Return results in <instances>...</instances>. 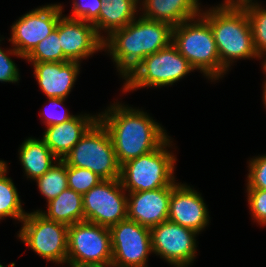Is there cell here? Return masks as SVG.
Segmentation results:
<instances>
[{"label": "cell", "instance_id": "8fae6325", "mask_svg": "<svg viewBox=\"0 0 266 267\" xmlns=\"http://www.w3.org/2000/svg\"><path fill=\"white\" fill-rule=\"evenodd\" d=\"M112 265L114 267H147L152 251L150 228L126 218L109 228Z\"/></svg>", "mask_w": 266, "mask_h": 267}, {"label": "cell", "instance_id": "5b68a950", "mask_svg": "<svg viewBox=\"0 0 266 267\" xmlns=\"http://www.w3.org/2000/svg\"><path fill=\"white\" fill-rule=\"evenodd\" d=\"M67 166L91 170L103 180L120 179V165L109 132L98 119L65 156Z\"/></svg>", "mask_w": 266, "mask_h": 267}, {"label": "cell", "instance_id": "ac0fdd59", "mask_svg": "<svg viewBox=\"0 0 266 267\" xmlns=\"http://www.w3.org/2000/svg\"><path fill=\"white\" fill-rule=\"evenodd\" d=\"M98 119L96 115L74 116L62 124L48 126L42 140L59 160H63Z\"/></svg>", "mask_w": 266, "mask_h": 267}, {"label": "cell", "instance_id": "9c48e42d", "mask_svg": "<svg viewBox=\"0 0 266 267\" xmlns=\"http://www.w3.org/2000/svg\"><path fill=\"white\" fill-rule=\"evenodd\" d=\"M67 240L70 266L112 263L109 228L87 221L78 222L69 226Z\"/></svg>", "mask_w": 266, "mask_h": 267}, {"label": "cell", "instance_id": "d6a6232c", "mask_svg": "<svg viewBox=\"0 0 266 267\" xmlns=\"http://www.w3.org/2000/svg\"><path fill=\"white\" fill-rule=\"evenodd\" d=\"M252 0H226L224 4L219 5L223 8H245L249 5H253Z\"/></svg>", "mask_w": 266, "mask_h": 267}, {"label": "cell", "instance_id": "d6986e66", "mask_svg": "<svg viewBox=\"0 0 266 267\" xmlns=\"http://www.w3.org/2000/svg\"><path fill=\"white\" fill-rule=\"evenodd\" d=\"M142 5L144 18L166 22L172 27L201 15L198 0H143Z\"/></svg>", "mask_w": 266, "mask_h": 267}, {"label": "cell", "instance_id": "cb8c5ba5", "mask_svg": "<svg viewBox=\"0 0 266 267\" xmlns=\"http://www.w3.org/2000/svg\"><path fill=\"white\" fill-rule=\"evenodd\" d=\"M57 162V165H53L44 175L36 179L39 191L46 197L47 202L68 188L67 165L63 160L58 159Z\"/></svg>", "mask_w": 266, "mask_h": 267}, {"label": "cell", "instance_id": "4dcf8cb0", "mask_svg": "<svg viewBox=\"0 0 266 267\" xmlns=\"http://www.w3.org/2000/svg\"><path fill=\"white\" fill-rule=\"evenodd\" d=\"M18 80V68L12 59L0 48V82L15 83L18 82Z\"/></svg>", "mask_w": 266, "mask_h": 267}, {"label": "cell", "instance_id": "f546056e", "mask_svg": "<svg viewBox=\"0 0 266 267\" xmlns=\"http://www.w3.org/2000/svg\"><path fill=\"white\" fill-rule=\"evenodd\" d=\"M248 203L254 220L259 224L266 225V190L247 189Z\"/></svg>", "mask_w": 266, "mask_h": 267}, {"label": "cell", "instance_id": "d4e9b609", "mask_svg": "<svg viewBox=\"0 0 266 267\" xmlns=\"http://www.w3.org/2000/svg\"><path fill=\"white\" fill-rule=\"evenodd\" d=\"M58 33V24L52 33L38 43L24 58L29 62H65L70 61L62 51Z\"/></svg>", "mask_w": 266, "mask_h": 267}, {"label": "cell", "instance_id": "8d00e7d4", "mask_svg": "<svg viewBox=\"0 0 266 267\" xmlns=\"http://www.w3.org/2000/svg\"><path fill=\"white\" fill-rule=\"evenodd\" d=\"M263 64H264V65H263V69H264V71L266 72V59H265V61H264Z\"/></svg>", "mask_w": 266, "mask_h": 267}, {"label": "cell", "instance_id": "9a60e30c", "mask_svg": "<svg viewBox=\"0 0 266 267\" xmlns=\"http://www.w3.org/2000/svg\"><path fill=\"white\" fill-rule=\"evenodd\" d=\"M172 185L155 190L132 192L127 198V218L152 228L168 220Z\"/></svg>", "mask_w": 266, "mask_h": 267}, {"label": "cell", "instance_id": "4fadbf2b", "mask_svg": "<svg viewBox=\"0 0 266 267\" xmlns=\"http://www.w3.org/2000/svg\"><path fill=\"white\" fill-rule=\"evenodd\" d=\"M152 251L175 267L193 263L196 252V231L169 220L150 228Z\"/></svg>", "mask_w": 266, "mask_h": 267}, {"label": "cell", "instance_id": "3957f363", "mask_svg": "<svg viewBox=\"0 0 266 267\" xmlns=\"http://www.w3.org/2000/svg\"><path fill=\"white\" fill-rule=\"evenodd\" d=\"M200 16L211 26L221 65L226 70L235 59L259 57L244 8L216 6Z\"/></svg>", "mask_w": 266, "mask_h": 267}, {"label": "cell", "instance_id": "44dd1931", "mask_svg": "<svg viewBox=\"0 0 266 267\" xmlns=\"http://www.w3.org/2000/svg\"><path fill=\"white\" fill-rule=\"evenodd\" d=\"M46 219L67 226L84 221L82 194L66 188L59 196L48 202V211L37 210Z\"/></svg>", "mask_w": 266, "mask_h": 267}, {"label": "cell", "instance_id": "2e32d148", "mask_svg": "<svg viewBox=\"0 0 266 267\" xmlns=\"http://www.w3.org/2000/svg\"><path fill=\"white\" fill-rule=\"evenodd\" d=\"M201 195L185 184L172 185L168 220L199 233L209 223Z\"/></svg>", "mask_w": 266, "mask_h": 267}, {"label": "cell", "instance_id": "7402d4cb", "mask_svg": "<svg viewBox=\"0 0 266 267\" xmlns=\"http://www.w3.org/2000/svg\"><path fill=\"white\" fill-rule=\"evenodd\" d=\"M19 155L27 178L34 180L44 175L53 166V160H58L42 139L35 138L25 140Z\"/></svg>", "mask_w": 266, "mask_h": 267}, {"label": "cell", "instance_id": "836d02e7", "mask_svg": "<svg viewBox=\"0 0 266 267\" xmlns=\"http://www.w3.org/2000/svg\"><path fill=\"white\" fill-rule=\"evenodd\" d=\"M71 267H114L112 264H106V265H76Z\"/></svg>", "mask_w": 266, "mask_h": 267}, {"label": "cell", "instance_id": "484cf974", "mask_svg": "<svg viewBox=\"0 0 266 267\" xmlns=\"http://www.w3.org/2000/svg\"><path fill=\"white\" fill-rule=\"evenodd\" d=\"M252 29L254 47L259 58L266 54V9L260 5H249L244 8Z\"/></svg>", "mask_w": 266, "mask_h": 267}, {"label": "cell", "instance_id": "7c38bea8", "mask_svg": "<svg viewBox=\"0 0 266 267\" xmlns=\"http://www.w3.org/2000/svg\"><path fill=\"white\" fill-rule=\"evenodd\" d=\"M61 17V4L46 5L24 14L12 25L9 41L15 47L6 53L25 58L40 41L52 33Z\"/></svg>", "mask_w": 266, "mask_h": 267}, {"label": "cell", "instance_id": "e575fe53", "mask_svg": "<svg viewBox=\"0 0 266 267\" xmlns=\"http://www.w3.org/2000/svg\"><path fill=\"white\" fill-rule=\"evenodd\" d=\"M7 168L5 161L0 160V173H2Z\"/></svg>", "mask_w": 266, "mask_h": 267}, {"label": "cell", "instance_id": "277c9868", "mask_svg": "<svg viewBox=\"0 0 266 267\" xmlns=\"http://www.w3.org/2000/svg\"><path fill=\"white\" fill-rule=\"evenodd\" d=\"M199 17L197 21L193 18L190 23L185 21L174 26L172 44L194 69L216 80L227 70L221 65L210 24L202 16Z\"/></svg>", "mask_w": 266, "mask_h": 267}, {"label": "cell", "instance_id": "83f0119b", "mask_svg": "<svg viewBox=\"0 0 266 267\" xmlns=\"http://www.w3.org/2000/svg\"><path fill=\"white\" fill-rule=\"evenodd\" d=\"M102 7L103 0H87L84 2L75 0L73 2V16H68V18L80 19L93 24L98 19Z\"/></svg>", "mask_w": 266, "mask_h": 267}, {"label": "cell", "instance_id": "ffe728a7", "mask_svg": "<svg viewBox=\"0 0 266 267\" xmlns=\"http://www.w3.org/2000/svg\"><path fill=\"white\" fill-rule=\"evenodd\" d=\"M139 0H103L98 19L93 23L96 32L101 36L100 30H107L108 36L115 30L121 29L132 22L137 12Z\"/></svg>", "mask_w": 266, "mask_h": 267}, {"label": "cell", "instance_id": "d590c367", "mask_svg": "<svg viewBox=\"0 0 266 267\" xmlns=\"http://www.w3.org/2000/svg\"><path fill=\"white\" fill-rule=\"evenodd\" d=\"M264 84H265V85H264V87H263V88H264V92H263L264 95H263V96H264V104L266 105V82H265Z\"/></svg>", "mask_w": 266, "mask_h": 267}, {"label": "cell", "instance_id": "52a82bcc", "mask_svg": "<svg viewBox=\"0 0 266 267\" xmlns=\"http://www.w3.org/2000/svg\"><path fill=\"white\" fill-rule=\"evenodd\" d=\"M195 70L172 42L165 48L146 56L126 77L123 91L141 87L173 85Z\"/></svg>", "mask_w": 266, "mask_h": 267}, {"label": "cell", "instance_id": "e0dca14e", "mask_svg": "<svg viewBox=\"0 0 266 267\" xmlns=\"http://www.w3.org/2000/svg\"><path fill=\"white\" fill-rule=\"evenodd\" d=\"M41 90L48 98L65 99L79 74V62H31Z\"/></svg>", "mask_w": 266, "mask_h": 267}, {"label": "cell", "instance_id": "1f68e13d", "mask_svg": "<svg viewBox=\"0 0 266 267\" xmlns=\"http://www.w3.org/2000/svg\"><path fill=\"white\" fill-rule=\"evenodd\" d=\"M48 99H49V102L52 104V106H54V108L62 105L63 101L65 100L62 98H55V97H51ZM53 111L47 110V112H43L44 113L43 117H45L44 123H46L47 127L56 125V124H62L64 122L69 121L71 118L74 117V115H70L68 112H65V111L63 112V114H61L62 112L59 113V112H55V110Z\"/></svg>", "mask_w": 266, "mask_h": 267}, {"label": "cell", "instance_id": "6da1fadb", "mask_svg": "<svg viewBox=\"0 0 266 267\" xmlns=\"http://www.w3.org/2000/svg\"><path fill=\"white\" fill-rule=\"evenodd\" d=\"M113 105L98 117L109 132L120 166L154 151L169 138L145 112L119 103Z\"/></svg>", "mask_w": 266, "mask_h": 267}, {"label": "cell", "instance_id": "5bb4252c", "mask_svg": "<svg viewBox=\"0 0 266 267\" xmlns=\"http://www.w3.org/2000/svg\"><path fill=\"white\" fill-rule=\"evenodd\" d=\"M58 33L63 54L70 61L79 62L104 48V40L98 35L94 25L80 19L61 17Z\"/></svg>", "mask_w": 266, "mask_h": 267}, {"label": "cell", "instance_id": "30bf717a", "mask_svg": "<svg viewBox=\"0 0 266 267\" xmlns=\"http://www.w3.org/2000/svg\"><path fill=\"white\" fill-rule=\"evenodd\" d=\"M120 179L102 180L82 195L84 221L107 228L127 218V196Z\"/></svg>", "mask_w": 266, "mask_h": 267}, {"label": "cell", "instance_id": "603a6c76", "mask_svg": "<svg viewBox=\"0 0 266 267\" xmlns=\"http://www.w3.org/2000/svg\"><path fill=\"white\" fill-rule=\"evenodd\" d=\"M6 172L7 168L0 173V219L13 217L22 222L28 213L23 211L17 188Z\"/></svg>", "mask_w": 266, "mask_h": 267}, {"label": "cell", "instance_id": "8992f818", "mask_svg": "<svg viewBox=\"0 0 266 267\" xmlns=\"http://www.w3.org/2000/svg\"><path fill=\"white\" fill-rule=\"evenodd\" d=\"M169 143L168 138L154 151L121 165L120 181L124 191H149L175 184L173 172L176 157L166 150Z\"/></svg>", "mask_w": 266, "mask_h": 267}, {"label": "cell", "instance_id": "ba28073f", "mask_svg": "<svg viewBox=\"0 0 266 267\" xmlns=\"http://www.w3.org/2000/svg\"><path fill=\"white\" fill-rule=\"evenodd\" d=\"M19 238L39 256L55 263H67L69 226L46 219L39 211L22 220Z\"/></svg>", "mask_w": 266, "mask_h": 267}, {"label": "cell", "instance_id": "7a4b0ae2", "mask_svg": "<svg viewBox=\"0 0 266 267\" xmlns=\"http://www.w3.org/2000/svg\"><path fill=\"white\" fill-rule=\"evenodd\" d=\"M136 21V22H135ZM172 26L141 16L104 38L122 77H126L146 56L167 47L172 42Z\"/></svg>", "mask_w": 266, "mask_h": 267}, {"label": "cell", "instance_id": "f1b7e54d", "mask_svg": "<svg viewBox=\"0 0 266 267\" xmlns=\"http://www.w3.org/2000/svg\"><path fill=\"white\" fill-rule=\"evenodd\" d=\"M249 164L247 189L266 190V155L252 159Z\"/></svg>", "mask_w": 266, "mask_h": 267}, {"label": "cell", "instance_id": "4316f807", "mask_svg": "<svg viewBox=\"0 0 266 267\" xmlns=\"http://www.w3.org/2000/svg\"><path fill=\"white\" fill-rule=\"evenodd\" d=\"M101 179L96 173L91 170L79 167L67 166V182L68 188L77 193L85 194L95 185L100 183Z\"/></svg>", "mask_w": 266, "mask_h": 267}]
</instances>
